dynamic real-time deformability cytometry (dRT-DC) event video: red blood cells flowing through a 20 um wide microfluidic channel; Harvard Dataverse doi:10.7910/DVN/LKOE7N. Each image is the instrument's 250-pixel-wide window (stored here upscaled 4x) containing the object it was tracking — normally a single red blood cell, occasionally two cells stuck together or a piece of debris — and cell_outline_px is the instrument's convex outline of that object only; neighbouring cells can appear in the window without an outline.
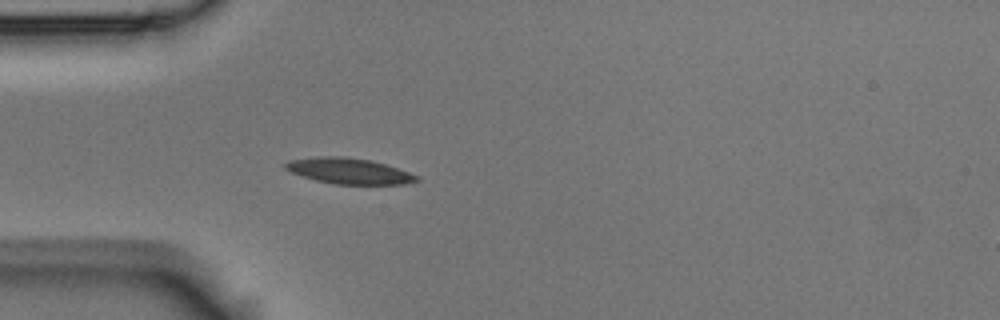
{"species": "Egyptian fruit bat (a non-hibernating species)", "species_latin": "Rousettus aegyptiacus", "temperature_condition": "room temperature", "stored_images_in_passage": 3, "camera_frame_rate_fps": 3000, "um_per_image_px": 0.085, "animal": {"sex": "male"}, "frame": {"image": 1, "passage_image": 3, "time_ms": 0.667, "image_size_px": [1000, 320], "cell_outline_px": [[420, 180], [404, 184], [332, 184], [316, 180], [292, 172], [284, 168], [284, 164], [288, 160], [316, 156], [344, 156], [372, 160], [420, 176]], "centroid_in_image_um": [29.65, 14.52], "position_along_channel_um": 55.3, "area_um2": 19.71}}